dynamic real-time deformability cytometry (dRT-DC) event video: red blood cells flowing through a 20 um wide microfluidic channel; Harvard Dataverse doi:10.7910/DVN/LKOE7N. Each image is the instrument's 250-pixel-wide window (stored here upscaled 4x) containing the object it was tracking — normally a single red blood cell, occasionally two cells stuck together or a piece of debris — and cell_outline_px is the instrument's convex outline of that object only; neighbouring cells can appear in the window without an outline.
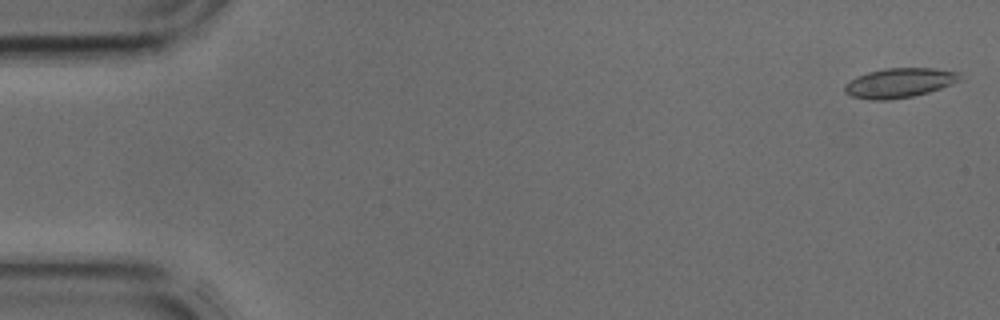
{"species": "common noctule bat (a hibernating species)", "species_latin": "Nyctalus noctula", "temperature_condition": "cold", "stored_images_in_passage": 42, "camera_frame_rate_fps": 3000, "um_per_image_px": 0.085, "animal": {"sex": "male", "body_mass_g": 17.9, "forearm_length_mm": 54.2}, "frame": {"image": 1, "passage_image": 1, "time_ms": 0.0, "image_size_px": [1000, 320], "cell_outline_px": [[964, 76], [960, 80], [940, 88], [928, 92], [912, 96], [888, 100], [872, 100], [852, 96], [844, 92], [844, 84], [856, 76], [868, 72], [884, 68], [936, 68], [960, 72]], "centroid_in_image_um": [76.45, 7.03], "position_along_channel_um": 8.5, "area_um2": 19.94}}
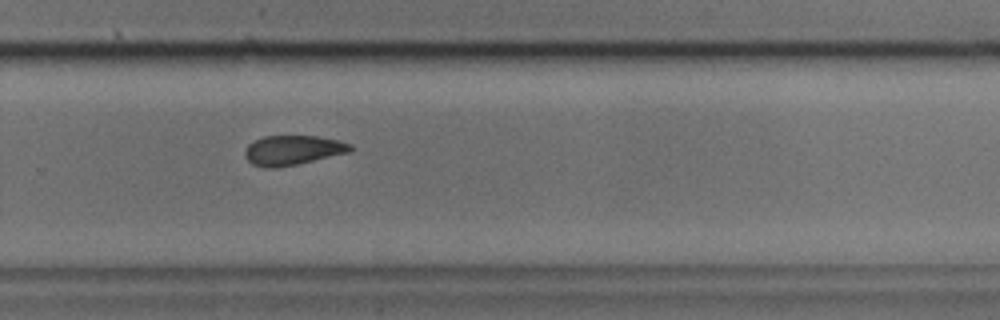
{"frame": {"image": 2, "passage_image": 28, "time_ms": 9.0, "image_size_px": [1000, 320], "cell_outline_px": [[352, 152], [296, 164], [276, 168], [264, 168], [252, 164], [244, 156], [244, 152], [248, 144], [264, 136], [316, 136], [340, 140], [352, 144]], "centroid_in_image_um": [24.9, 12.77], "position_along_channel_um": 304.9, "area_um2": 18.32}}
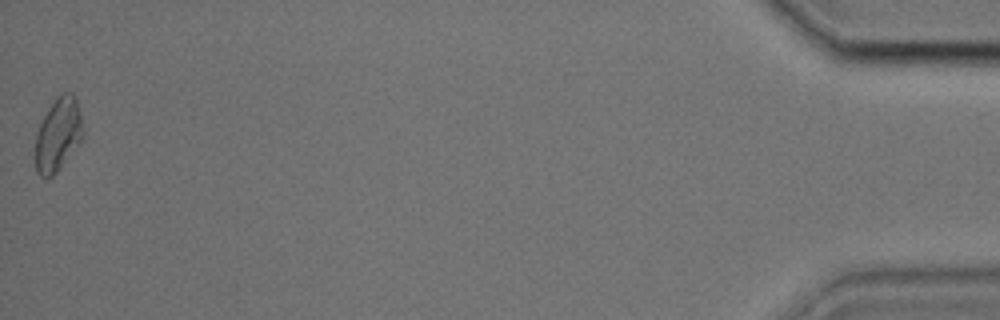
{"frame": {"image": 3, "passage_image": 42, "time_ms": 13.667, "image_size_px": [1000, 320], "cell_outline_px": [[84, 136], [80, 144], [56, 172], [52, 176], [44, 180], [36, 172], [36, 132], [48, 108], [56, 96], [60, 92], [72, 92], [76, 96], [84, 128]], "centroid_in_image_um": [4.97, 11.42], "position_along_channel_um": 430.2, "area_um2": 20.75}}